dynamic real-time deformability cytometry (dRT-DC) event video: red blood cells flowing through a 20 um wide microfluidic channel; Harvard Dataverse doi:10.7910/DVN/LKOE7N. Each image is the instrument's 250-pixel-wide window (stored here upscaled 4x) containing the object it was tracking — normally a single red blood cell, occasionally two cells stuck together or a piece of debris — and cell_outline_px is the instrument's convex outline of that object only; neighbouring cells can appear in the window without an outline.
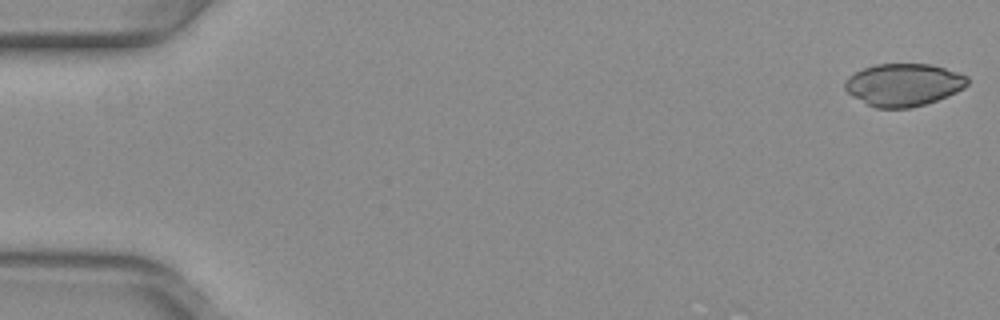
{"species": "common noctule bat (a hibernating species)", "species_latin": "Nyctalus noctula", "temperature_condition": "warm", "stored_images_in_passage": 10, "camera_frame_rate_fps": 3000, "um_per_image_px": 0.085, "animal": {"sex": "female", "body_mass_g": 29.2, "forearm_length_mm": 56.3}, "frame": {"image": 1, "passage_image": 1, "time_ms": 0.0, "image_size_px": [1000, 320], "cell_outline_px": [[968, 84], [964, 88], [948, 96], [912, 108], [876, 108], [852, 96], [844, 88], [844, 84], [848, 76], [864, 68], [876, 64], [932, 64], [968, 76]], "centroid_in_image_um": [76.8, 7.2], "position_along_channel_um": 8.2, "area_um2": 30.29}}